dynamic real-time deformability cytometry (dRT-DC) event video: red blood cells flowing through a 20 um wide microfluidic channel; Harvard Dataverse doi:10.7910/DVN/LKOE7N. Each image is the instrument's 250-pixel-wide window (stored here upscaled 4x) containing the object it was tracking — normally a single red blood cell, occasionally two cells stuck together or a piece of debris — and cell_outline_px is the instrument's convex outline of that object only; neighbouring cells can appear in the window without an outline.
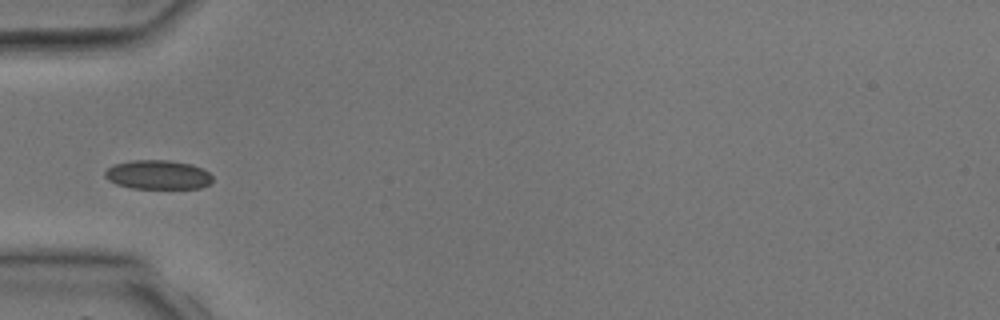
{"species": "common noctule bat (a hibernating species)", "species_latin": "Nyctalus noctula", "temperature_condition": "room temperature", "stored_images_in_passage": 4, "camera_frame_rate_fps": 3000, "um_per_image_px": 0.085, "animal": {"sex": "male", "body_mass_g": 17.9, "forearm_length_mm": 54.2}, "frame": {"image": 1, "passage_image": 4, "time_ms": 4.0, "image_size_px": [1000, 320], "cell_outline_px": [[212, 180], [208, 184], [200, 188], [132, 188], [116, 184], [108, 180], [104, 176], [104, 172], [108, 168], [116, 164], [132, 160], [168, 160], [192, 164], [208, 172], [212, 176]], "centroid_in_image_um": [13.4, 14.85], "position_along_channel_um": 71.6, "area_um2": 18.15}}